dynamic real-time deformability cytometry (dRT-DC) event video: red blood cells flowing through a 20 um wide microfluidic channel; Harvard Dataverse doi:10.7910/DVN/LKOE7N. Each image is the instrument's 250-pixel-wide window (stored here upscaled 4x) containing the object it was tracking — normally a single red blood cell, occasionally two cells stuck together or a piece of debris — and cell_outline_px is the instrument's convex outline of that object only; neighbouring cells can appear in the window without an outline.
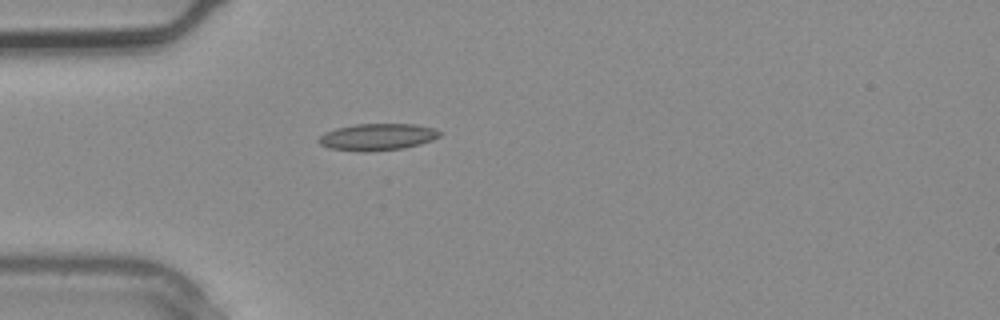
{"species": "common noctule bat (a hibernating species)", "species_latin": "Nyctalus noctula", "temperature_condition": "warm", "stored_images_in_passage": 2, "camera_frame_rate_fps": 3000, "um_per_image_px": 0.085, "animal": {"sex": "male", "body_mass_g": 20.4}, "frame": {"image": 1, "passage_image": 2, "time_ms": 0.333, "image_size_px": [1000, 320], "cell_outline_px": [[440, 136], [432, 140], [420, 144], [404, 148], [368, 152], [360, 152], [328, 148], [320, 144], [316, 140], [324, 132], [336, 128], [356, 124], [416, 124], [436, 128], [440, 132]], "centroid_in_image_um": [32.06, 11.64], "position_along_channel_um": 52.9, "area_um2": 19.13}}